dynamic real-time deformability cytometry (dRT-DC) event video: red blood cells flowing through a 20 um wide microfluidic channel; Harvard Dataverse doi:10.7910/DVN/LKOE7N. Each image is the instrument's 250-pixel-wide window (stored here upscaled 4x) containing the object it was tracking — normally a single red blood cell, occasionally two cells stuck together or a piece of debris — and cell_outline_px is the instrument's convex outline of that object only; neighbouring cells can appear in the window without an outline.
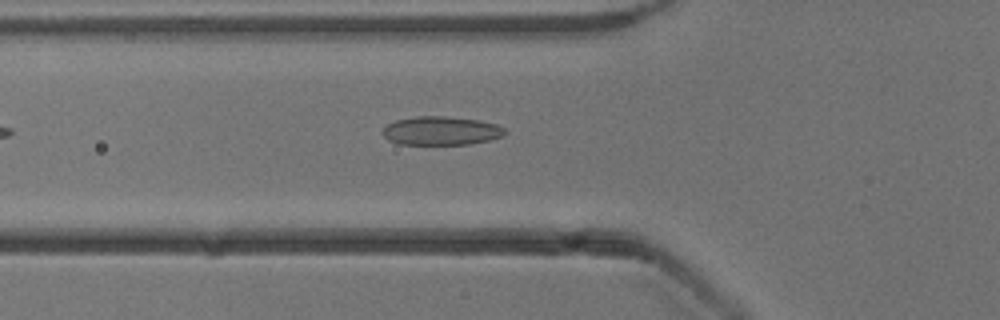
{"species": "common noctule bat (a hibernating species)", "species_latin": "Nyctalus noctula", "temperature_condition": "cold", "stored_images_in_passage": 12, "camera_frame_rate_fps": 3000, "um_per_image_px": 0.085, "animal": {"sex": "male", "body_mass_g": 13.3}, "frame": {"image": 1, "passage_image": 4, "time_ms": 1.0, "image_size_px": [1000, 320], "cell_outline_px": [[504, 136], [488, 140], [468, 144], [400, 144], [388, 140], [380, 132], [388, 124], [396, 120], [416, 116], [444, 116], [480, 120], [496, 124], [504, 128]], "centroid_in_image_um": [37.47, 11.11], "position_along_channel_um": 88.3, "area_um2": 20.35}}
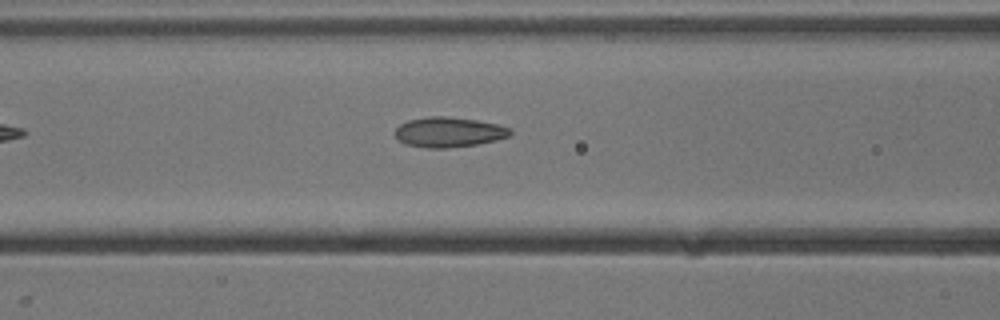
{"frame": {"image": 2, "passage_image": 7, "time_ms": 2.0, "image_size_px": [1000, 320], "cell_outline_px": [[512, 136], [496, 140], [476, 144], [448, 148], [424, 148], [404, 144], [392, 132], [400, 124], [408, 120], [428, 116], [448, 116], [476, 120], [496, 124], [512, 128]], "centroid_in_image_um": [38.14, 11.23], "position_along_channel_um": 128.5, "area_um2": 20.4}}